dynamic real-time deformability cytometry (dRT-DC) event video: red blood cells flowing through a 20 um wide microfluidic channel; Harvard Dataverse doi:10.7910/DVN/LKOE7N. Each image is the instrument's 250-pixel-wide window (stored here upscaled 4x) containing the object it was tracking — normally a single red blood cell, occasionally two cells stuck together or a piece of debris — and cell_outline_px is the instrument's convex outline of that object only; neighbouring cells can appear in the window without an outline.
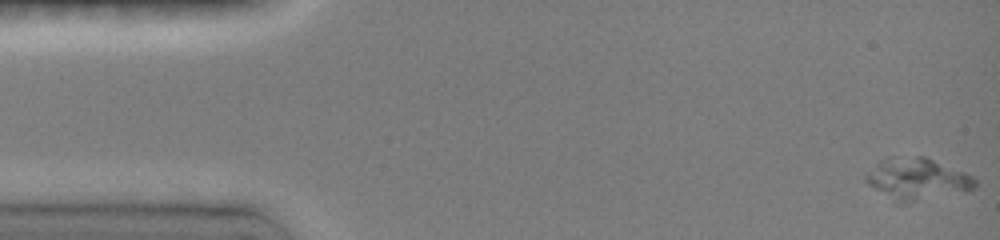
{"species": "common noctule bat (a hibernating species)", "species_latin": "Nyctalus noctula", "temperature_condition": "room temperature", "stored_images_in_passage": 8, "camera_frame_rate_fps": 3000, "um_per_image_px": 0.085, "animal": {"sex": "female", "body_mass_g": 19.0, "forearm_length_mm": 51.5}, "frame": {"image": 1, "passage_image": 1, "time_ms": 0.0, "image_size_px": [1000, 240], "cell_outline_px": [[976, 188], [964, 192], [912, 200], [900, 200], [868, 184], [864, 180], [864, 176], [880, 160], [888, 156], [924, 156], [964, 172], [972, 176], [976, 180]], "centroid_in_image_um": [78.0, 15.13], "position_along_channel_um": 7.0, "area_um2": 25.37}}